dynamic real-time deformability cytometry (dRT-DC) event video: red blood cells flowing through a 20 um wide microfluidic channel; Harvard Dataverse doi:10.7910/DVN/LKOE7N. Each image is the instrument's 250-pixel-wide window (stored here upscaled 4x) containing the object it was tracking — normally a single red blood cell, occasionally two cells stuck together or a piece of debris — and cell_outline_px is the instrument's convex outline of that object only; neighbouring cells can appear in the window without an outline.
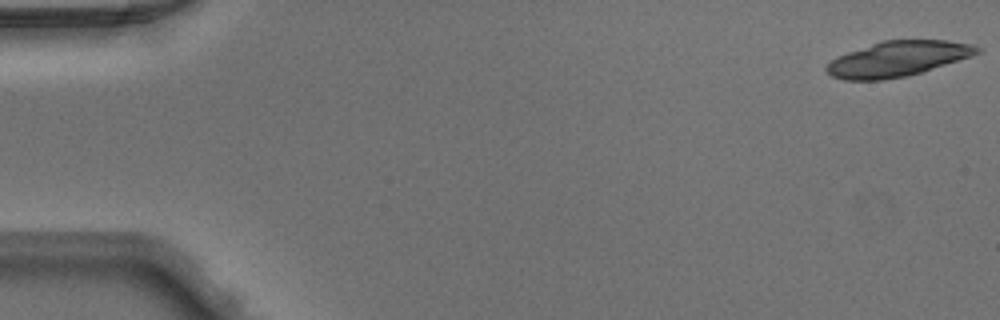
{"species": "Egyptian fruit bat (a non-hibernating species)", "species_latin": "Rousettus aegyptiacus", "temperature_condition": "warm", "stored_images_in_passage": 20, "camera_frame_rate_fps": 3000, "um_per_image_px": 0.085, "animal": {"sex": "male"}, "frame": {"image": 1, "passage_image": 1, "time_ms": 0.0, "image_size_px": [1000, 320], "cell_outline_px": [[980, 52], [972, 56], [908, 76], [880, 80], [844, 80], [832, 76], [824, 68], [836, 56], [880, 40], [948, 40], [972, 44], [980, 48]], "centroid_in_image_um": [76.29, 4.99], "position_along_channel_um": 8.7, "area_um2": 30.92}}
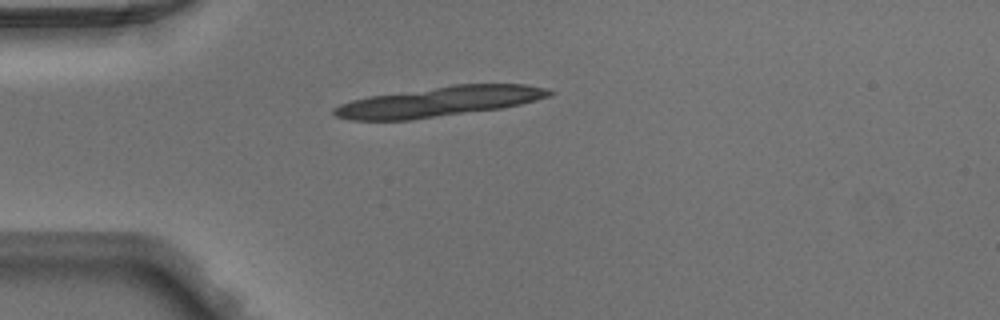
{"frame": {"image": 2, "passage_image": 13, "time_ms": 4.0, "image_size_px": [1000, 320], "cell_outline_px": [[556, 92], [552, 96], [520, 104], [500, 108], [412, 120], [352, 120], [336, 116], [332, 112], [332, 108], [340, 104], [352, 100], [368, 96], [452, 84], [524, 84], [548, 88]], "centroid_in_image_um": [37.35, 8.63], "position_along_channel_um": 47.7, "area_um2": 37.86}}